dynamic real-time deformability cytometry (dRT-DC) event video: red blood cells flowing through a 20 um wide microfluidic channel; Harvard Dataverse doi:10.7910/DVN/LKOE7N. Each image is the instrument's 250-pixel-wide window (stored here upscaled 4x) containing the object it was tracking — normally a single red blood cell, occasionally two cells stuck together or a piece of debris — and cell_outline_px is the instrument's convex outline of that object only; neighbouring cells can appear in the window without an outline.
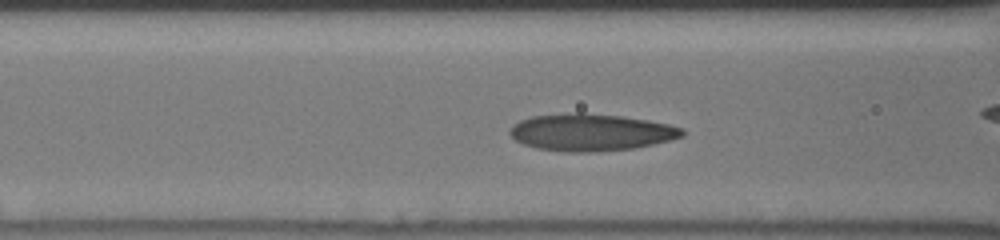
{"species": "human", "species_latin": "Homo sapiens", "temperature_condition": "cold", "stored_images_in_passage": 40, "camera_frame_rate_fps": 3000, "um_per_image_px": 0.085, "donor": {"sex": "male"}, "frame": {"image": 1, "passage_image": 17, "time_ms": 5.333, "image_size_px": [1000, 240], "cell_outline_px": [[684, 136], [652, 144], [632, 148], [588, 152], [568, 152], [536, 148], [524, 144], [516, 140], [508, 132], [512, 124], [520, 120], [532, 116], [576, 112], [584, 112], [624, 116], [648, 120], [668, 124], [684, 128]], "centroid_in_image_um": [50.21, 11.23], "position_along_channel_um": 116.4, "area_um2": 37.22}}
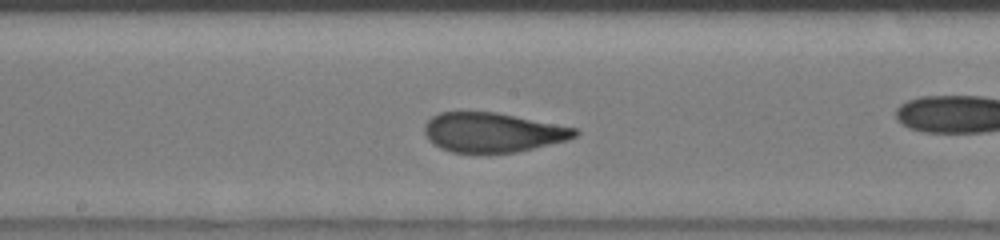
{"frame": {"image": 2, "passage_image": 24, "time_ms": 7.667, "image_size_px": [1000, 240], "cell_outline_px": [[580, 132], [576, 136], [568, 140], [516, 152], [452, 152], [440, 148], [432, 144], [428, 140], [424, 132], [424, 124], [432, 116], [440, 112], [496, 112], [576, 128]], "centroid_in_image_um": [41.85, 11.25], "position_along_channel_um": 206.4, "area_um2": 34.51}}
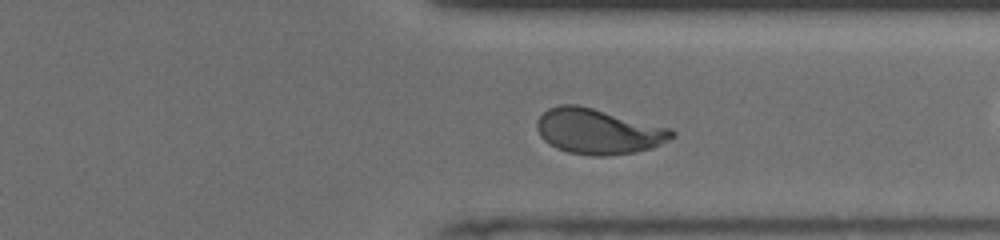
{"frame": {"image": 3, "passage_image": 36, "time_ms": 11.667, "image_size_px": [1000, 240], "cell_outline_px": [[676, 136], [652, 148], [612, 156], [592, 156], [568, 152], [556, 148], [548, 144], [540, 136], [536, 128], [536, 120], [548, 108], [560, 104], [576, 104], [672, 128], [676, 132]], "centroid_in_image_um": [50.84, 11.17], "position_along_channel_um": 360.6, "area_um2": 35.84}, "authors_computed_cell_mechanics": {"area_um2": 34.9401, "velocity_mm_per_s": 3.8542, "shape_relaxation_time_tau1_ms": 3.8453, "shape_relaxation_time_tau2_ms": 0.8732, "deformation_change_tau1": 0.1786, "deformation_change_tau2": 0.0802}}